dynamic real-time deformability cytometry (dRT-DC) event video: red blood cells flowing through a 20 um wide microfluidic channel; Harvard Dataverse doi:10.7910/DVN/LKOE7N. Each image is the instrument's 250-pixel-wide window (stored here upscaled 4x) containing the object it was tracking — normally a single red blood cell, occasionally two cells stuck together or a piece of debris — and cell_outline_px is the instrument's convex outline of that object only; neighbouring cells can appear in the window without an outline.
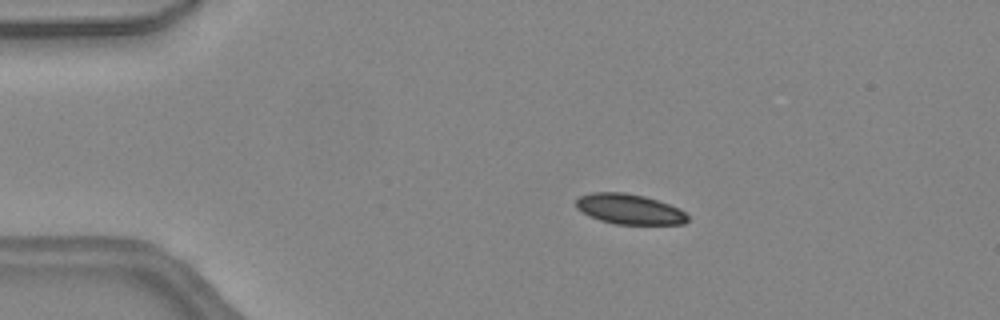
{"species": "common noctule bat (a hibernating species)", "species_latin": "Nyctalus noctula", "temperature_condition": "warm", "stored_images_in_passage": 46, "camera_frame_rate_fps": 3000, "um_per_image_px": 0.085, "animal": {"sex": "female", "body_mass_g": 24.6, "forearm_length_mm": 56.2}, "frame": {"image": 1, "passage_image": 9, "time_ms": 2.667, "image_size_px": [1000, 320], "cell_outline_px": [[688, 220], [684, 224], [616, 224], [600, 220], [588, 216], [576, 208], [576, 200], [580, 196], [592, 192], [624, 192], [644, 196], [680, 208], [688, 216]], "centroid_in_image_um": [53.48, 17.77], "position_along_channel_um": 31.5, "area_um2": 19.65}}
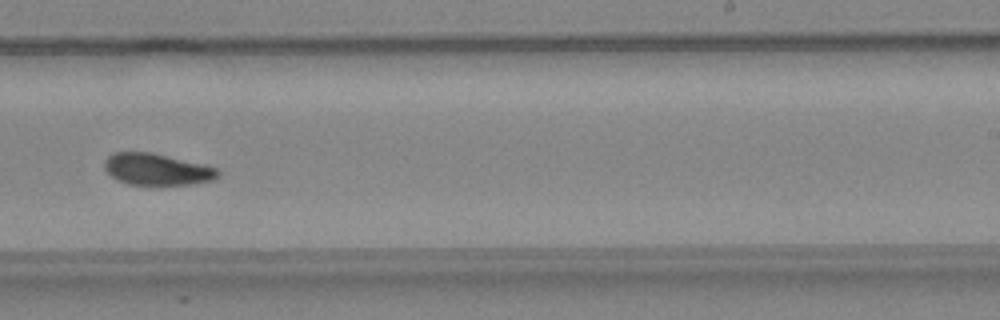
{"frame": {"image": 2, "passage_image": 29, "time_ms": 9.333, "image_size_px": [1000, 320], "cell_outline_px": [[220, 176], [212, 180], [192, 184], [128, 184], [116, 180], [104, 168], [104, 160], [112, 152], [152, 152], [208, 164], [216, 168], [220, 172]], "centroid_in_image_um": [13.36, 14.37], "position_along_channel_um": 275.6, "area_um2": 21.15}}
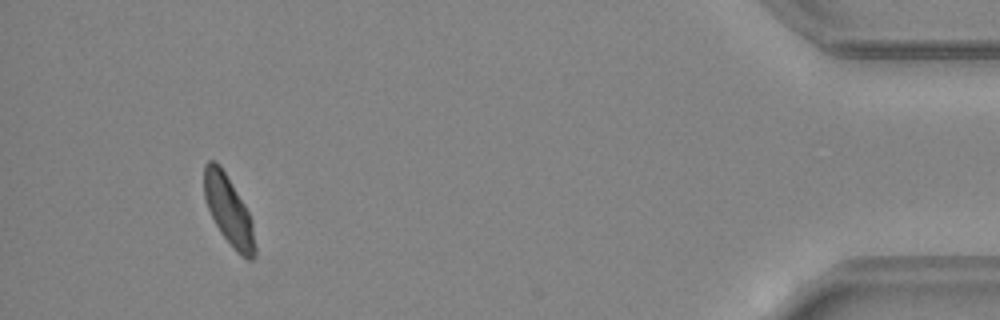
{"frame": {"image": 3, "passage_image": 43, "time_ms": 14.0, "image_size_px": [1000, 320], "cell_outline_px": [[256, 256], [252, 260], [248, 260], [240, 256], [232, 248], [220, 232], [208, 208], [204, 196], [204, 164], [208, 160], [216, 160], [220, 164], [244, 204], [252, 220], [256, 248]], "centroid_in_image_um": [19.44, 17.91], "position_along_channel_um": 415.8, "area_um2": 20.63}, "authors_computed_cell_mechanics": {"area_um2": 21.1837, "velocity_mm_per_s": 4.4901, "shape_relaxation_time_tau1_ms": 10.6316, "shape_relaxation_time_tau2_ms": 4.1612, "deformation_change_tau1": 0.2632, "deformation_change_tau2": 0.0882}}